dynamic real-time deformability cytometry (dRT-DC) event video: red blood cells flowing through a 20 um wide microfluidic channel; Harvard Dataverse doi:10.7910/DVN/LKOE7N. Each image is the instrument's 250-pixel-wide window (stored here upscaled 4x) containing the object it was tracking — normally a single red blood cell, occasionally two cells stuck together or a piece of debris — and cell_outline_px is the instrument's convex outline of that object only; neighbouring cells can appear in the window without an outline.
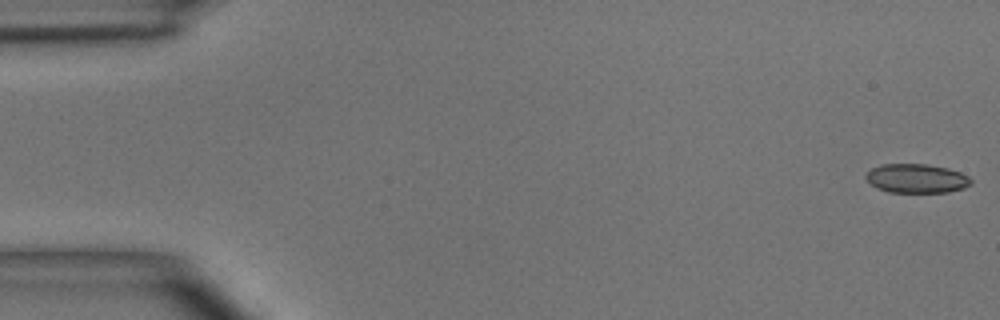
{"species": "common noctule bat (a hibernating species)", "species_latin": "Nyctalus noctula", "temperature_condition": "room temperature", "stored_images_in_passage": 5, "camera_frame_rate_fps": 3000, "um_per_image_px": 0.085, "animal": {"sex": "male", "body_mass_g": 15.6}, "frame": {"image": 1, "passage_image": 1, "time_ms": 0.0, "image_size_px": [1000, 320], "cell_outline_px": [[972, 184], [964, 188], [948, 192], [888, 192], [872, 184], [864, 176], [872, 168], [884, 164], [928, 164], [948, 168], [960, 172], [968, 176], [972, 180]], "centroid_in_image_um": [77.95, 15.16], "position_along_channel_um": 7.0, "area_um2": 17.69}}
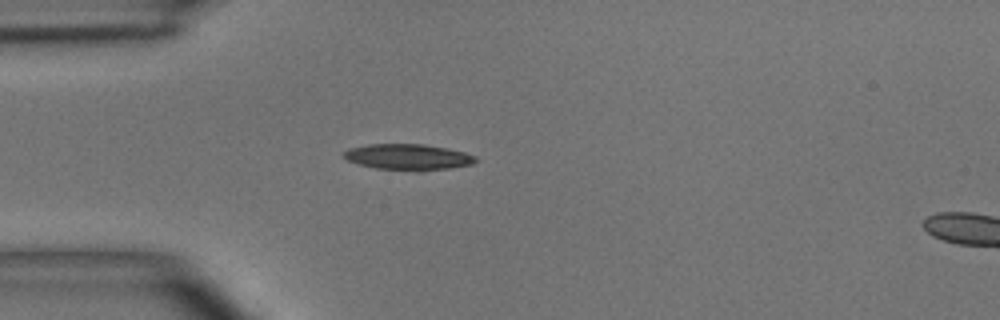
{"frame": {"image": 2, "passage_image": 5, "time_ms": 4.333, "image_size_px": [1000, 320], "cell_outline_px": [[480, 160], [472, 164], [424, 172], [416, 172], [376, 168], [360, 164], [348, 160], [340, 156], [340, 152], [348, 148], [368, 144], [424, 144], [448, 148], [464, 152], [476, 156]], "centroid_in_image_um": [34.68, 13.35], "position_along_channel_um": 50.3, "area_um2": 20.46}}